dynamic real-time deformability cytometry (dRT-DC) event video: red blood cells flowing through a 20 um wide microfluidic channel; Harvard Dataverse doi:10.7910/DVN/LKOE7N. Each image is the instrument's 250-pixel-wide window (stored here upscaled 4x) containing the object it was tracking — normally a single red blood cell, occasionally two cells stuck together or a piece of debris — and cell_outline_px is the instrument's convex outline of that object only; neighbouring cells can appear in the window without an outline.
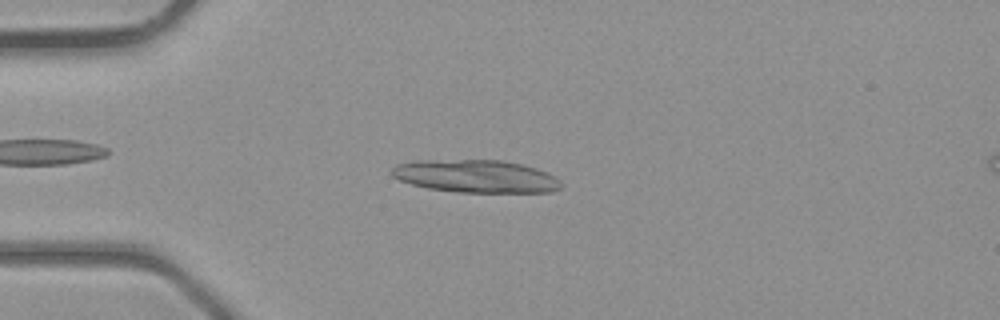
{"species": "common noctule bat (a hibernating species)", "species_latin": "Nyctalus noctula", "temperature_condition": "room temperature", "stored_images_in_passage": 5, "camera_frame_rate_fps": 3000, "um_per_image_px": 0.085, "animal": {"sex": "male", "body_mass_g": 23.1, "forearm_length_mm": 52.7}, "frame": {"image": 1, "passage_image": 4, "time_ms": 3.667, "image_size_px": [1000, 320], "cell_outline_px": [[564, 184], [560, 188], [552, 192], [460, 192], [428, 188], [412, 184], [400, 180], [392, 176], [388, 172], [396, 164], [416, 160], [504, 160], [524, 164], [536, 168], [560, 180]], "centroid_in_image_um": [40.43, 14.97], "position_along_channel_um": 44.6, "area_um2": 32.43}}